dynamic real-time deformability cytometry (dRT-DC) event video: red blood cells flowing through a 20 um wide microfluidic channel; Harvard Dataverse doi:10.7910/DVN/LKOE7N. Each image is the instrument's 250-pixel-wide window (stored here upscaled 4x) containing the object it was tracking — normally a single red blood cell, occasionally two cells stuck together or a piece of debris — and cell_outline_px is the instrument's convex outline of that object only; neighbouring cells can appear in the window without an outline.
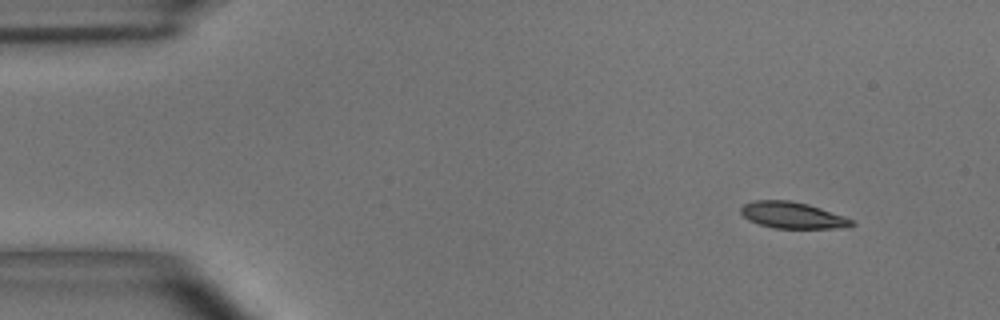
{"species": "common noctule bat (a hibernating species)", "species_latin": "Nyctalus noctula", "temperature_condition": "room temperature", "stored_images_in_passage": 4, "camera_frame_rate_fps": 3000, "um_per_image_px": 0.085, "animal": {"sex": "male", "body_mass_g": 15.6}, "frame": {"image": 1, "passage_image": 1, "time_ms": 0.0, "image_size_px": [1000, 320], "cell_outline_px": [[856, 224], [848, 228], [772, 228], [748, 220], [740, 212], [740, 208], [744, 204], [756, 200], [788, 200], [808, 204], [844, 216], [852, 220]], "centroid_in_image_um": [67.37, 18.3], "position_along_channel_um": 17.6, "area_um2": 17.05}}
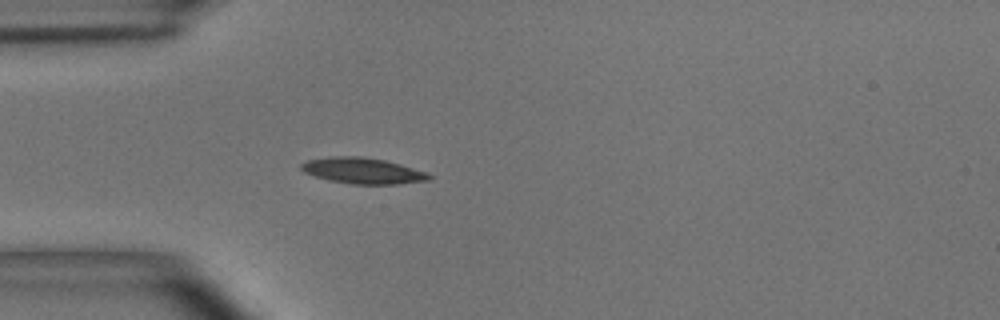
{"frame": {"image": 2, "passage_image": 4, "time_ms": 1.0, "image_size_px": [1000, 320], "cell_outline_px": [[432, 180], [396, 184], [352, 184], [328, 180], [304, 172], [300, 168], [300, 164], [308, 160], [328, 156], [360, 156], [384, 160], [400, 164], [428, 172], [432, 176]], "centroid_in_image_um": [30.85, 14.51], "position_along_channel_um": 54.1, "area_um2": 19.42}}